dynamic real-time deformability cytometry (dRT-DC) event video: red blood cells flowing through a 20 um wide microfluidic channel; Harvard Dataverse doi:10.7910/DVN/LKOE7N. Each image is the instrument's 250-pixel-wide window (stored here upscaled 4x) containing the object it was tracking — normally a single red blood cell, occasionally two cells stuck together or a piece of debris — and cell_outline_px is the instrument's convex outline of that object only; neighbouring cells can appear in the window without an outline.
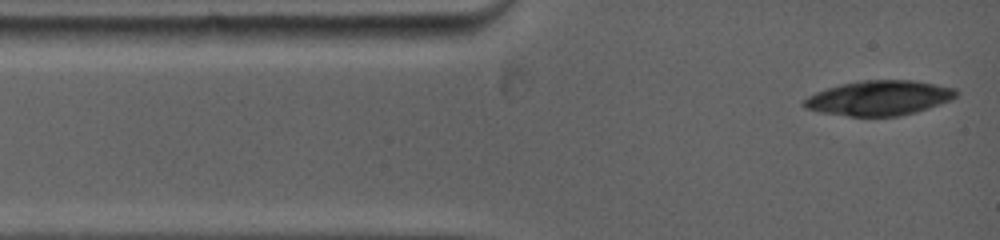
{"species": "common noctule bat (a hibernating species)", "species_latin": "Nyctalus noctula", "temperature_condition": "warm", "stored_images_in_passage": 11, "camera_frame_rate_fps": 5000, "um_per_image_px": 0.085, "animal": {"sex": "female", "body_mass_g": 19.0, "forearm_length_mm": 53.3}, "frame": {"image": 1, "passage_image": 1, "time_ms": 0.0, "image_size_px": [1000, 240], "cell_outline_px": [[960, 92], [956, 96], [940, 104], [916, 112], [900, 116], [848, 116], [820, 112], [804, 108], [800, 104], [808, 96], [816, 92], [840, 84], [864, 80], [912, 80], [956, 88]], "centroid_in_image_um": [74.71, 8.33], "position_along_channel_um": 10.3, "area_um2": 30.87}}
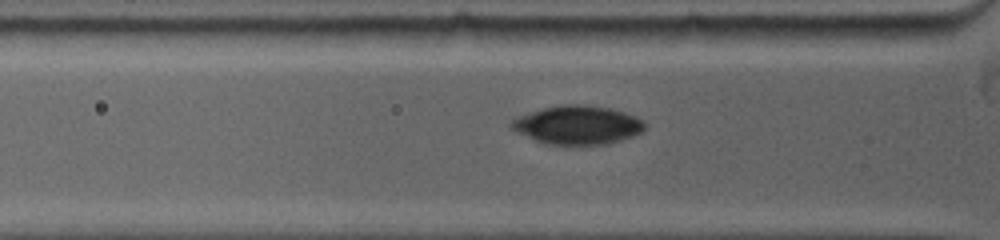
{"frame": {"image": 2, "passage_image": 7, "time_ms": 2.8, "image_size_px": [1000, 240], "cell_outline_px": [[648, 124], [640, 132], [632, 136], [604, 144], [548, 144], [536, 140], [512, 128], [508, 124], [516, 116], [544, 108], [560, 104], [584, 104], [608, 108], [624, 112], [636, 116], [644, 120]], "centroid_in_image_um": [49.11, 10.6], "position_along_channel_um": 76.7, "area_um2": 29.71}}
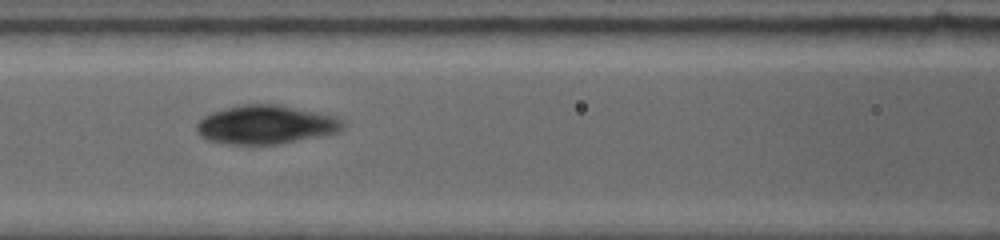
{"frame": {"image": 3, "passage_image": 10, "time_ms": 4.6, "image_size_px": [1000, 240], "cell_outline_px": [[348, 124], [344, 128], [336, 132], [276, 144], [236, 144], [212, 140], [204, 136], [196, 128], [196, 124], [204, 116], [212, 112], [224, 108], [240, 104], [280, 104], [320, 112], [336, 116], [344, 120]], "centroid_in_image_um": [22.67, 10.56], "position_along_channel_um": 143.9, "area_um2": 32.71}}